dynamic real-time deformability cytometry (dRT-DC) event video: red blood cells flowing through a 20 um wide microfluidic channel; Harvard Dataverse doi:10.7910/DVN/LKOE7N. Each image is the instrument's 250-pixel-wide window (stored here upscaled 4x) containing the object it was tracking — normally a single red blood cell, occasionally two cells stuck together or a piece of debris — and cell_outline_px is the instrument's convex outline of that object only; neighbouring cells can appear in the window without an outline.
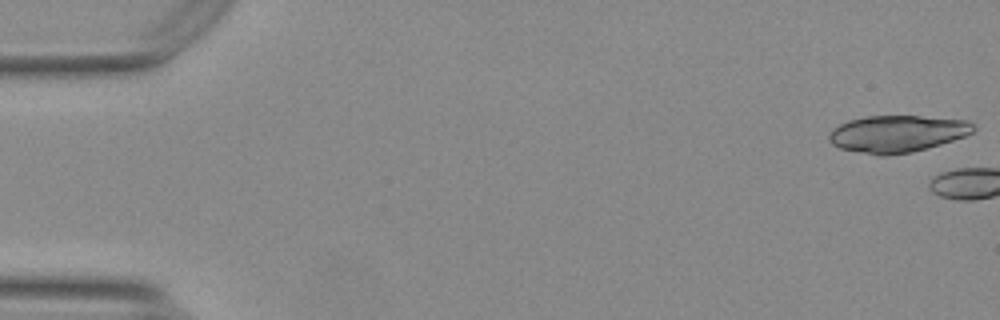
{"species": "Egyptian fruit bat (a non-hibernating species)", "species_latin": "Rousettus aegyptiacus", "temperature_condition": "warm", "stored_images_in_passage": 4, "camera_frame_rate_fps": 3000, "um_per_image_px": 0.085, "animal": {"sex": "female"}, "frame": {"image": 1, "passage_image": 1, "time_ms": 0.0, "image_size_px": [1000, 320], "cell_outline_px": [[976, 128], [972, 132], [964, 136], [940, 144], [912, 152], [888, 156], [880, 156], [840, 148], [832, 144], [828, 140], [828, 136], [832, 128], [848, 120], [864, 116], [920, 116], [968, 120]], "centroid_in_image_um": [76.22, 11.37], "position_along_channel_um": 8.8, "area_um2": 31.1}}